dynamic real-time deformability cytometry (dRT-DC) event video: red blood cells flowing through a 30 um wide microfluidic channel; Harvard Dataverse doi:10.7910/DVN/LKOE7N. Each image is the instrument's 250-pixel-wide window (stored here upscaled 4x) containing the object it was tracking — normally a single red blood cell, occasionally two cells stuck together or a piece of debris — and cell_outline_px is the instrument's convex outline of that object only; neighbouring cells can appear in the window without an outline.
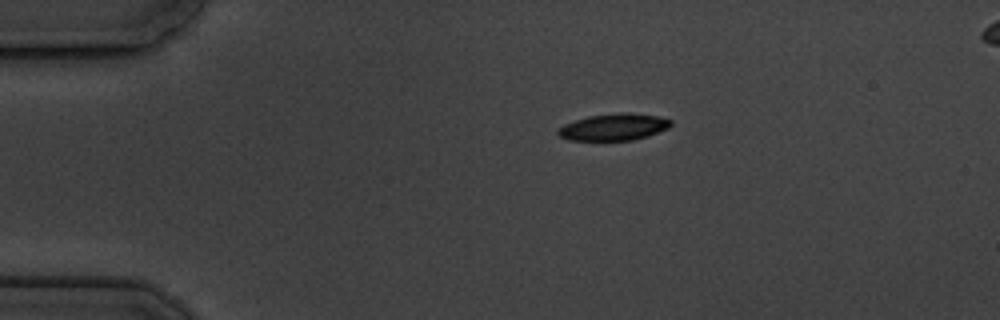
{"species": "common noctule bat (a hibernating species)", "species_latin": "Nyctalus noctula", "temperature_condition": "cold", "stored_images_in_passage": 5, "camera_frame_rate_fps": 3000, "um_per_image_px": 0.085, "animal": {"sex": "male", "body_mass_g": 19.5, "forearm_length_mm": 54.6}, "frame": {"image": 1, "passage_image": 5, "time_ms": 5.667, "image_size_px": [1000, 320], "cell_outline_px": [[672, 124], [668, 128], [632, 140], [568, 140], [560, 136], [556, 132], [564, 124], [588, 116], [620, 112], [628, 112], [656, 116], [672, 120]], "centroid_in_image_um": [52.15, 10.79], "position_along_channel_um": 32.9, "area_um2": 17.34}}